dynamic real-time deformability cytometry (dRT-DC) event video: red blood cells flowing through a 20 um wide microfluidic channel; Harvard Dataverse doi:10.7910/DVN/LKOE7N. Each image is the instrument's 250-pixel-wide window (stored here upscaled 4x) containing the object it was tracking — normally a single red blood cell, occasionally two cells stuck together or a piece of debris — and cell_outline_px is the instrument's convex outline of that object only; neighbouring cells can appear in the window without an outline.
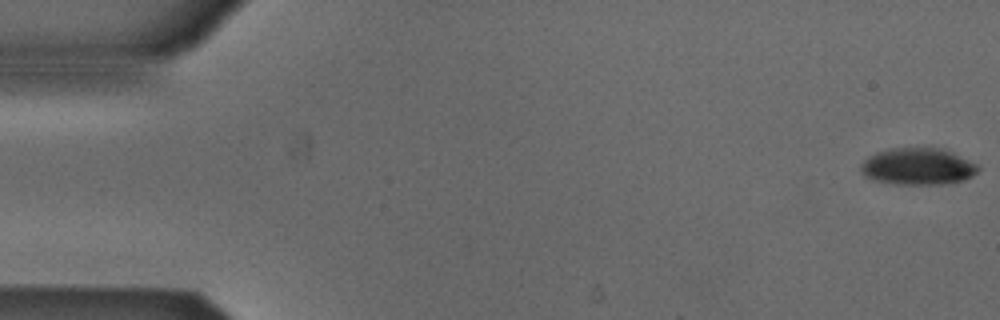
{"species": "Egyptian fruit bat (a non-hibernating species)", "species_latin": "Rousettus aegyptiacus", "temperature_condition": "cold", "stored_images_in_passage": 53, "camera_frame_rate_fps": 3000, "um_per_image_px": 0.085, "animal": {"sex": "male"}, "frame": {"image": 1, "passage_image": 1, "time_ms": 0.0, "image_size_px": [1000, 320], "cell_outline_px": [[980, 168], [972, 176], [964, 180], [944, 184], [896, 184], [872, 180], [864, 176], [860, 172], [860, 164], [864, 160], [876, 152], [892, 148], [944, 148], [976, 164]], "centroid_in_image_um": [77.98, 14.15], "position_along_channel_um": 7.0, "area_um2": 25.2}}
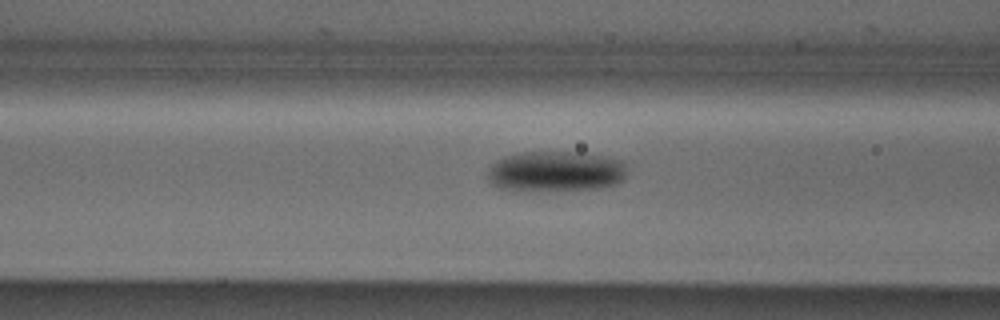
{"frame": {"image": 2, "passage_image": 21, "time_ms": 6.667, "image_size_px": [1000, 320], "cell_outline_px": [[624, 180], [616, 184], [600, 188], [512, 192], [500, 188], [492, 184], [488, 180], [488, 168], [496, 160], [504, 156], [520, 152], [572, 152], [604, 156], [624, 160]], "centroid_in_image_um": [47.17, 14.58], "position_along_channel_um": 119.4, "area_um2": 33.35}}
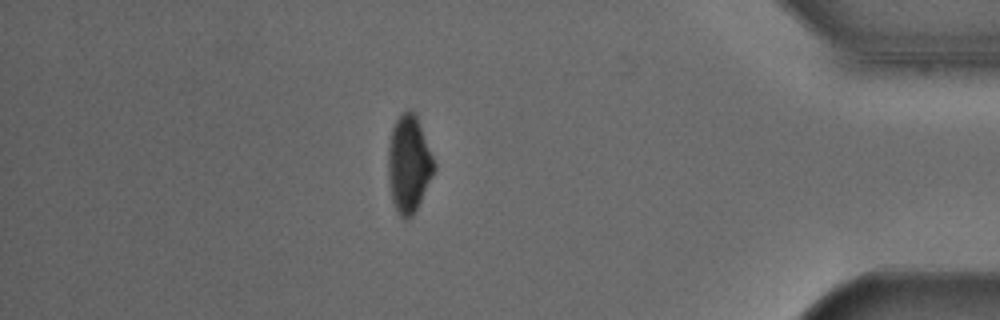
{"frame": {"image": 3, "passage_image": 46, "time_ms": 15.0, "image_size_px": [1000, 320], "cell_outline_px": [[436, 168], [412, 216], [404, 220], [400, 216], [392, 200], [388, 176], [388, 148], [392, 128], [396, 120], [408, 108], [412, 108], [416, 116], [436, 164]], "centroid_in_image_um": [34.74, 13.92], "position_along_channel_um": 400.5, "area_um2": 25.61}, "authors_computed_cell_mechanics": {"area_um2": 28.2642, "velocity_mm_per_s": 3.8743, "shape_relaxation_time_tau1_ms": 4.8271, "shape_relaxation_time_tau2_ms": null, "deformation_change_tau1": 0.126, "deformation_change_tau2": null}}